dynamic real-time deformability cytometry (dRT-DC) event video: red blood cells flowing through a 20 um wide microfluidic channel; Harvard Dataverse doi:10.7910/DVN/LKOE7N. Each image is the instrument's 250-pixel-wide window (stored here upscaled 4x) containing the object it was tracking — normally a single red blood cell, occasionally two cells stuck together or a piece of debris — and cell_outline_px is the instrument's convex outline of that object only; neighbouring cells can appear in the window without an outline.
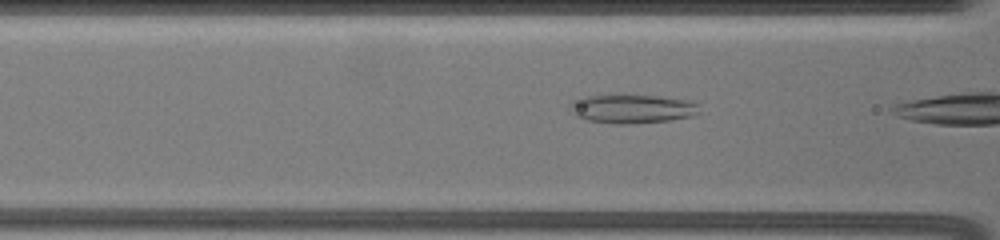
{"species": "common noctule bat (a hibernating species)", "species_latin": "Nyctalus noctula", "temperature_condition": "warm", "stored_images_in_passage": 15, "camera_frame_rate_fps": 3000, "um_per_image_px": 0.085, "animal": {"sex": "female", "body_mass_g": 19.5, "forearm_length_mm": 54.1}, "frame": {"image": 1, "passage_image": 7, "time_ms": 1.333, "image_size_px": [1000, 240], "cell_outline_px": [[700, 112], [692, 116], [672, 120], [632, 124], [612, 124], [588, 120], [576, 116], [568, 112], [568, 104], [572, 100], [584, 96], [660, 96], [688, 100], [696, 104]], "centroid_in_image_um": [53.67, 9.27], "position_along_channel_um": 112.9, "area_um2": 21.79}}